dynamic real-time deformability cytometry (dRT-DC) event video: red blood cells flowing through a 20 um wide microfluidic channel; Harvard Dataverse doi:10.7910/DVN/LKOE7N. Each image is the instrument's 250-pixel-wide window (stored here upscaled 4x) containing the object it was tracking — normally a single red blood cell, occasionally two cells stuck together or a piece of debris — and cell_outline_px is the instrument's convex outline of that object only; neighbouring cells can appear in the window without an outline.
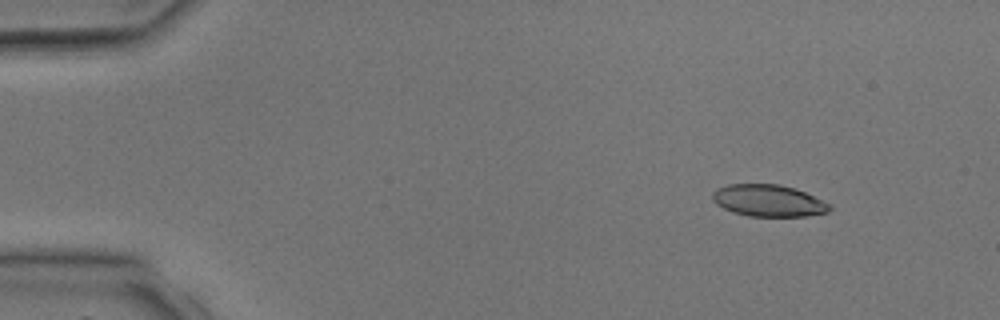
{"species": "common noctule bat (a hibernating species)", "species_latin": "Nyctalus noctula", "temperature_condition": "room temperature", "stored_images_in_passage": 4, "camera_frame_rate_fps": 3000, "um_per_image_px": 0.085, "animal": {"sex": "male", "body_mass_g": 17.9, "forearm_length_mm": 54.2}, "frame": {"image": 1, "passage_image": 2, "time_ms": 1.0, "image_size_px": [1000, 320], "cell_outline_px": [[832, 208], [828, 212], [804, 216], [748, 216], [732, 212], [716, 204], [712, 200], [712, 192], [716, 188], [728, 184], [780, 184], [804, 192], [832, 204]], "centroid_in_image_um": [65.3, 17.05], "position_along_channel_um": 19.7, "area_um2": 21.79}}
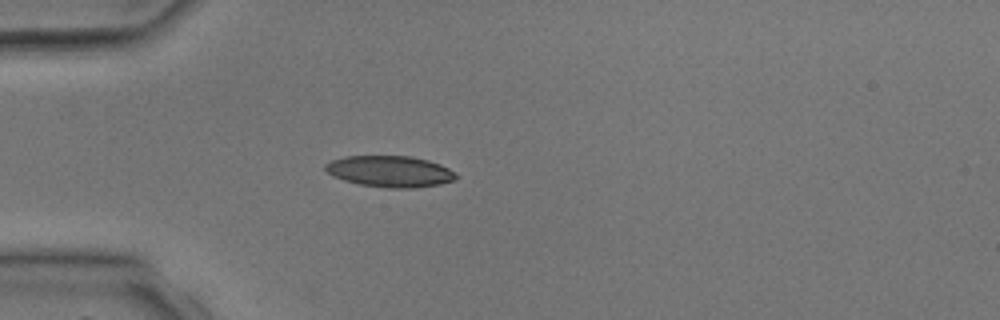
{"frame": {"image": 2, "passage_image": 4, "time_ms": 3.333, "image_size_px": [1000, 320], "cell_outline_px": [[456, 180], [440, 184], [416, 188], [388, 188], [360, 184], [344, 180], [328, 172], [324, 168], [324, 164], [332, 160], [344, 156], [412, 156], [428, 160], [440, 164], [448, 168], [456, 176]], "centroid_in_image_um": [33.15, 14.56], "position_along_channel_um": 51.8, "area_um2": 23.7}}